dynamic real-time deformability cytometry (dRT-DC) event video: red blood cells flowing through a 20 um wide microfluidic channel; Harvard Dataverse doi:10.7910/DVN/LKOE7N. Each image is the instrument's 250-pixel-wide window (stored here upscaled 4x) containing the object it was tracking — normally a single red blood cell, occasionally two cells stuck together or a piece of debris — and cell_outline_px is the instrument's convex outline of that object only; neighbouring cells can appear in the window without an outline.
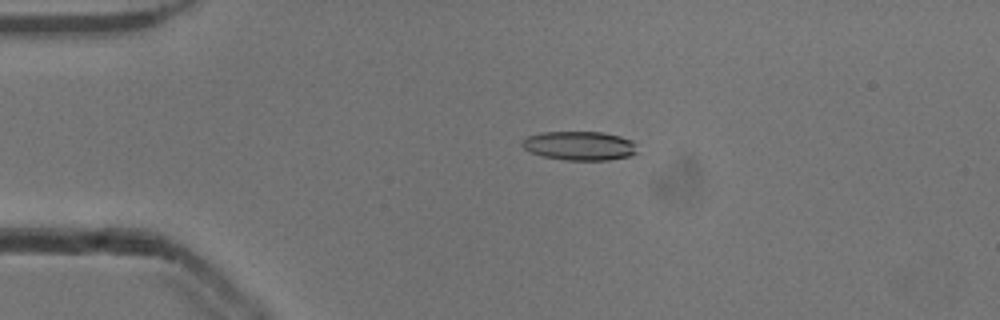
{"species": "common noctule bat (a hibernating species)", "species_latin": "Nyctalus noctula", "temperature_condition": "cold", "stored_images_in_passage": 42, "camera_frame_rate_fps": 3000, "um_per_image_px": 0.085, "animal": {"sex": "male", "body_mass_g": 13.3}, "frame": {"image": 1, "passage_image": 11, "time_ms": 3.333, "image_size_px": [1000, 320], "cell_outline_px": [[636, 152], [632, 156], [608, 160], [568, 160], [544, 156], [532, 152], [524, 148], [520, 144], [520, 140], [528, 136], [544, 132], [604, 132], [620, 136], [632, 140], [636, 144]], "centroid_in_image_um": [49.28, 12.38], "position_along_channel_um": 35.7, "area_um2": 19.48}}
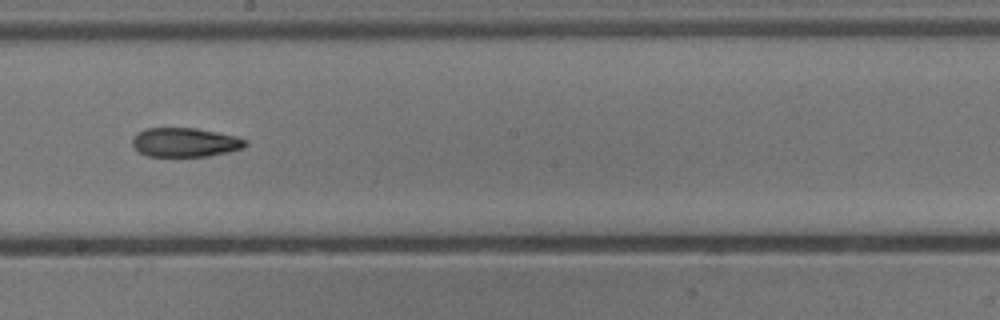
{"frame": {"image": 2, "passage_image": 29, "time_ms": 9.333, "image_size_px": [1000, 320], "cell_outline_px": [[248, 144], [244, 148], [228, 152], [208, 156], [148, 156], [140, 152], [132, 144], [132, 140], [144, 128], [196, 128], [236, 136], [248, 140]], "centroid_in_image_um": [15.78, 12.1], "position_along_channel_um": 232.4, "area_um2": 19.07}}
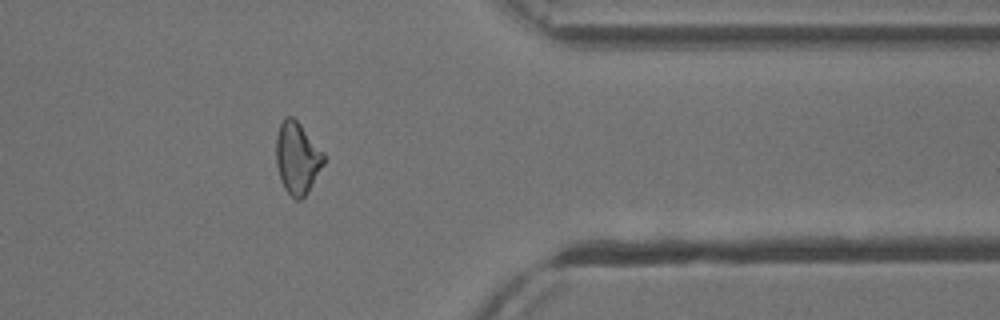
{"frame": {"image": 3, "passage_image": 42, "time_ms": 13.667, "image_size_px": [1000, 320], "cell_outline_px": [[324, 164], [304, 196], [300, 200], [296, 200], [284, 188], [280, 180], [276, 164], [276, 136], [280, 124], [284, 116], [292, 116], [300, 124], [324, 152]], "centroid_in_image_um": [25.25, 13.4], "position_along_channel_um": 386.2, "area_um2": 19.83}, "authors_computed_cell_mechanics": {"area_um2": 19.7676, "velocity_mm_per_s": 3.9188, "shape_relaxation_time_tau1_ms": null, "shape_relaxation_time_tau2_ms": 5.4425, "deformation_change_tau1": null, "deformation_change_tau2": 0.1445}}